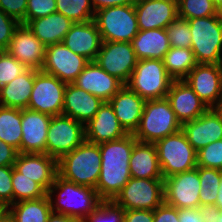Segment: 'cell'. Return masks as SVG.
I'll list each match as a JSON object with an SVG mask.
<instances>
[{"instance_id":"6da1fadb","label":"cell","mask_w":222,"mask_h":222,"mask_svg":"<svg viewBox=\"0 0 222 222\" xmlns=\"http://www.w3.org/2000/svg\"><path fill=\"white\" fill-rule=\"evenodd\" d=\"M136 141L133 134H127L99 144L101 169L95 190L101 200H114L131 178L129 160Z\"/></svg>"},{"instance_id":"7a4b0ae2","label":"cell","mask_w":222,"mask_h":222,"mask_svg":"<svg viewBox=\"0 0 222 222\" xmlns=\"http://www.w3.org/2000/svg\"><path fill=\"white\" fill-rule=\"evenodd\" d=\"M47 196L52 212L82 220L102 201L94 188L69 182L58 175L47 191Z\"/></svg>"},{"instance_id":"3957f363","label":"cell","mask_w":222,"mask_h":222,"mask_svg":"<svg viewBox=\"0 0 222 222\" xmlns=\"http://www.w3.org/2000/svg\"><path fill=\"white\" fill-rule=\"evenodd\" d=\"M58 176L95 189L100 175L101 154L96 143L85 140L57 161Z\"/></svg>"},{"instance_id":"277c9868","label":"cell","mask_w":222,"mask_h":222,"mask_svg":"<svg viewBox=\"0 0 222 222\" xmlns=\"http://www.w3.org/2000/svg\"><path fill=\"white\" fill-rule=\"evenodd\" d=\"M181 127L167 98L146 100L139 127L133 135L137 141L155 144Z\"/></svg>"},{"instance_id":"5b68a950","label":"cell","mask_w":222,"mask_h":222,"mask_svg":"<svg viewBox=\"0 0 222 222\" xmlns=\"http://www.w3.org/2000/svg\"><path fill=\"white\" fill-rule=\"evenodd\" d=\"M197 63L222 64V15L187 20Z\"/></svg>"},{"instance_id":"8992f818","label":"cell","mask_w":222,"mask_h":222,"mask_svg":"<svg viewBox=\"0 0 222 222\" xmlns=\"http://www.w3.org/2000/svg\"><path fill=\"white\" fill-rule=\"evenodd\" d=\"M173 81L163 60L141 59L125 85L144 100H154L166 98Z\"/></svg>"},{"instance_id":"52a82bcc","label":"cell","mask_w":222,"mask_h":222,"mask_svg":"<svg viewBox=\"0 0 222 222\" xmlns=\"http://www.w3.org/2000/svg\"><path fill=\"white\" fill-rule=\"evenodd\" d=\"M163 179L197 167V151L182 130L155 143Z\"/></svg>"},{"instance_id":"ba28073f","label":"cell","mask_w":222,"mask_h":222,"mask_svg":"<svg viewBox=\"0 0 222 222\" xmlns=\"http://www.w3.org/2000/svg\"><path fill=\"white\" fill-rule=\"evenodd\" d=\"M94 22L103 41L131 43L139 32L134 5L101 9L95 12Z\"/></svg>"},{"instance_id":"9c48e42d","label":"cell","mask_w":222,"mask_h":222,"mask_svg":"<svg viewBox=\"0 0 222 222\" xmlns=\"http://www.w3.org/2000/svg\"><path fill=\"white\" fill-rule=\"evenodd\" d=\"M113 201L125 210H155L164 202V179L131 177Z\"/></svg>"},{"instance_id":"30bf717a","label":"cell","mask_w":222,"mask_h":222,"mask_svg":"<svg viewBox=\"0 0 222 222\" xmlns=\"http://www.w3.org/2000/svg\"><path fill=\"white\" fill-rule=\"evenodd\" d=\"M85 141V125L66 115L51 117L46 154L57 161Z\"/></svg>"},{"instance_id":"8fae6325","label":"cell","mask_w":222,"mask_h":222,"mask_svg":"<svg viewBox=\"0 0 222 222\" xmlns=\"http://www.w3.org/2000/svg\"><path fill=\"white\" fill-rule=\"evenodd\" d=\"M66 86L67 84L57 77L41 70H35V81L28 109L51 116L61 115Z\"/></svg>"},{"instance_id":"7c38bea8","label":"cell","mask_w":222,"mask_h":222,"mask_svg":"<svg viewBox=\"0 0 222 222\" xmlns=\"http://www.w3.org/2000/svg\"><path fill=\"white\" fill-rule=\"evenodd\" d=\"M201 190L198 166L164 179V202L177 209L198 208Z\"/></svg>"},{"instance_id":"4fadbf2b","label":"cell","mask_w":222,"mask_h":222,"mask_svg":"<svg viewBox=\"0 0 222 222\" xmlns=\"http://www.w3.org/2000/svg\"><path fill=\"white\" fill-rule=\"evenodd\" d=\"M95 61L103 70L125 85L138 59L130 42L103 41Z\"/></svg>"},{"instance_id":"5bb4252c","label":"cell","mask_w":222,"mask_h":222,"mask_svg":"<svg viewBox=\"0 0 222 222\" xmlns=\"http://www.w3.org/2000/svg\"><path fill=\"white\" fill-rule=\"evenodd\" d=\"M90 61L76 54L63 42L46 47L41 71L57 77L66 84L73 83Z\"/></svg>"},{"instance_id":"9a60e30c","label":"cell","mask_w":222,"mask_h":222,"mask_svg":"<svg viewBox=\"0 0 222 222\" xmlns=\"http://www.w3.org/2000/svg\"><path fill=\"white\" fill-rule=\"evenodd\" d=\"M184 81L209 108L222 98V64L198 63Z\"/></svg>"},{"instance_id":"2e32d148","label":"cell","mask_w":222,"mask_h":222,"mask_svg":"<svg viewBox=\"0 0 222 222\" xmlns=\"http://www.w3.org/2000/svg\"><path fill=\"white\" fill-rule=\"evenodd\" d=\"M6 51L27 68L41 70L43 67L46 46L24 24L15 29Z\"/></svg>"},{"instance_id":"e0dca14e","label":"cell","mask_w":222,"mask_h":222,"mask_svg":"<svg viewBox=\"0 0 222 222\" xmlns=\"http://www.w3.org/2000/svg\"><path fill=\"white\" fill-rule=\"evenodd\" d=\"M73 84L86 92L108 102L124 84L103 70L96 61H90Z\"/></svg>"},{"instance_id":"ac0fdd59","label":"cell","mask_w":222,"mask_h":222,"mask_svg":"<svg viewBox=\"0 0 222 222\" xmlns=\"http://www.w3.org/2000/svg\"><path fill=\"white\" fill-rule=\"evenodd\" d=\"M134 7L139 30L165 29L178 17L177 0H137Z\"/></svg>"},{"instance_id":"d6986e66","label":"cell","mask_w":222,"mask_h":222,"mask_svg":"<svg viewBox=\"0 0 222 222\" xmlns=\"http://www.w3.org/2000/svg\"><path fill=\"white\" fill-rule=\"evenodd\" d=\"M51 115L22 109L20 153H45Z\"/></svg>"},{"instance_id":"ffe728a7","label":"cell","mask_w":222,"mask_h":222,"mask_svg":"<svg viewBox=\"0 0 222 222\" xmlns=\"http://www.w3.org/2000/svg\"><path fill=\"white\" fill-rule=\"evenodd\" d=\"M166 98L181 125L198 118L209 109L184 80H174Z\"/></svg>"},{"instance_id":"44dd1931","label":"cell","mask_w":222,"mask_h":222,"mask_svg":"<svg viewBox=\"0 0 222 222\" xmlns=\"http://www.w3.org/2000/svg\"><path fill=\"white\" fill-rule=\"evenodd\" d=\"M14 168L46 191L58 175L57 160L45 153H18Z\"/></svg>"},{"instance_id":"7402d4cb","label":"cell","mask_w":222,"mask_h":222,"mask_svg":"<svg viewBox=\"0 0 222 222\" xmlns=\"http://www.w3.org/2000/svg\"><path fill=\"white\" fill-rule=\"evenodd\" d=\"M181 130L190 145L199 151L210 143L222 139V118L209 108L198 118L182 124Z\"/></svg>"},{"instance_id":"603a6c76","label":"cell","mask_w":222,"mask_h":222,"mask_svg":"<svg viewBox=\"0 0 222 222\" xmlns=\"http://www.w3.org/2000/svg\"><path fill=\"white\" fill-rule=\"evenodd\" d=\"M67 48L89 61H95L103 40L94 20L73 23L64 37Z\"/></svg>"},{"instance_id":"cb8c5ba5","label":"cell","mask_w":222,"mask_h":222,"mask_svg":"<svg viewBox=\"0 0 222 222\" xmlns=\"http://www.w3.org/2000/svg\"><path fill=\"white\" fill-rule=\"evenodd\" d=\"M127 134L109 102H103L95 116L85 124V140L98 145Z\"/></svg>"},{"instance_id":"d4e9b609","label":"cell","mask_w":222,"mask_h":222,"mask_svg":"<svg viewBox=\"0 0 222 222\" xmlns=\"http://www.w3.org/2000/svg\"><path fill=\"white\" fill-rule=\"evenodd\" d=\"M108 102L124 130L134 134L139 127L146 100L124 85Z\"/></svg>"},{"instance_id":"484cf974","label":"cell","mask_w":222,"mask_h":222,"mask_svg":"<svg viewBox=\"0 0 222 222\" xmlns=\"http://www.w3.org/2000/svg\"><path fill=\"white\" fill-rule=\"evenodd\" d=\"M103 102L100 98L70 83L64 92L62 114L85 125L95 116Z\"/></svg>"},{"instance_id":"4316f807","label":"cell","mask_w":222,"mask_h":222,"mask_svg":"<svg viewBox=\"0 0 222 222\" xmlns=\"http://www.w3.org/2000/svg\"><path fill=\"white\" fill-rule=\"evenodd\" d=\"M129 169L133 178L163 179L155 144L136 141L130 155Z\"/></svg>"},{"instance_id":"83f0119b","label":"cell","mask_w":222,"mask_h":222,"mask_svg":"<svg viewBox=\"0 0 222 222\" xmlns=\"http://www.w3.org/2000/svg\"><path fill=\"white\" fill-rule=\"evenodd\" d=\"M73 23L63 14L54 12L45 17L30 20L26 26L47 47L63 42Z\"/></svg>"},{"instance_id":"f1b7e54d","label":"cell","mask_w":222,"mask_h":222,"mask_svg":"<svg viewBox=\"0 0 222 222\" xmlns=\"http://www.w3.org/2000/svg\"><path fill=\"white\" fill-rule=\"evenodd\" d=\"M131 44L138 60H163L165 54L171 48L165 29L139 30Z\"/></svg>"},{"instance_id":"f546056e","label":"cell","mask_w":222,"mask_h":222,"mask_svg":"<svg viewBox=\"0 0 222 222\" xmlns=\"http://www.w3.org/2000/svg\"><path fill=\"white\" fill-rule=\"evenodd\" d=\"M35 81V69L28 68L7 85L0 88V105L25 109L32 93Z\"/></svg>"},{"instance_id":"4dcf8cb0","label":"cell","mask_w":222,"mask_h":222,"mask_svg":"<svg viewBox=\"0 0 222 222\" xmlns=\"http://www.w3.org/2000/svg\"><path fill=\"white\" fill-rule=\"evenodd\" d=\"M5 212L12 222H47L52 212L48 196L9 205Z\"/></svg>"},{"instance_id":"1f68e13d","label":"cell","mask_w":222,"mask_h":222,"mask_svg":"<svg viewBox=\"0 0 222 222\" xmlns=\"http://www.w3.org/2000/svg\"><path fill=\"white\" fill-rule=\"evenodd\" d=\"M163 63L173 80H184L198 64L191 48L171 47L164 56Z\"/></svg>"},{"instance_id":"d6a6232c","label":"cell","mask_w":222,"mask_h":222,"mask_svg":"<svg viewBox=\"0 0 222 222\" xmlns=\"http://www.w3.org/2000/svg\"><path fill=\"white\" fill-rule=\"evenodd\" d=\"M22 109L0 105V139L20 153Z\"/></svg>"},{"instance_id":"836d02e7","label":"cell","mask_w":222,"mask_h":222,"mask_svg":"<svg viewBox=\"0 0 222 222\" xmlns=\"http://www.w3.org/2000/svg\"><path fill=\"white\" fill-rule=\"evenodd\" d=\"M13 203L24 200L39 199L47 195V191L37 182L24 176L12 166Z\"/></svg>"},{"instance_id":"e575fe53","label":"cell","mask_w":222,"mask_h":222,"mask_svg":"<svg viewBox=\"0 0 222 222\" xmlns=\"http://www.w3.org/2000/svg\"><path fill=\"white\" fill-rule=\"evenodd\" d=\"M201 190L199 193L200 206L216 203L222 171L198 166Z\"/></svg>"},{"instance_id":"d590c367","label":"cell","mask_w":222,"mask_h":222,"mask_svg":"<svg viewBox=\"0 0 222 222\" xmlns=\"http://www.w3.org/2000/svg\"><path fill=\"white\" fill-rule=\"evenodd\" d=\"M56 12L74 23L91 21L95 16L91 0H56Z\"/></svg>"},{"instance_id":"8d00e7d4","label":"cell","mask_w":222,"mask_h":222,"mask_svg":"<svg viewBox=\"0 0 222 222\" xmlns=\"http://www.w3.org/2000/svg\"><path fill=\"white\" fill-rule=\"evenodd\" d=\"M177 8L178 17L186 20L222 15L212 0H177Z\"/></svg>"},{"instance_id":"74e56055","label":"cell","mask_w":222,"mask_h":222,"mask_svg":"<svg viewBox=\"0 0 222 222\" xmlns=\"http://www.w3.org/2000/svg\"><path fill=\"white\" fill-rule=\"evenodd\" d=\"M125 209L113 200H102L84 222H124Z\"/></svg>"},{"instance_id":"f35d334b","label":"cell","mask_w":222,"mask_h":222,"mask_svg":"<svg viewBox=\"0 0 222 222\" xmlns=\"http://www.w3.org/2000/svg\"><path fill=\"white\" fill-rule=\"evenodd\" d=\"M165 30L171 47L191 48L192 35L186 19L177 17L165 28Z\"/></svg>"},{"instance_id":"ab89813d","label":"cell","mask_w":222,"mask_h":222,"mask_svg":"<svg viewBox=\"0 0 222 222\" xmlns=\"http://www.w3.org/2000/svg\"><path fill=\"white\" fill-rule=\"evenodd\" d=\"M28 68L10 55L7 51L0 52V88L7 85Z\"/></svg>"},{"instance_id":"60d3db41","label":"cell","mask_w":222,"mask_h":222,"mask_svg":"<svg viewBox=\"0 0 222 222\" xmlns=\"http://www.w3.org/2000/svg\"><path fill=\"white\" fill-rule=\"evenodd\" d=\"M197 166L222 171V139L197 151Z\"/></svg>"},{"instance_id":"b9f144b4","label":"cell","mask_w":222,"mask_h":222,"mask_svg":"<svg viewBox=\"0 0 222 222\" xmlns=\"http://www.w3.org/2000/svg\"><path fill=\"white\" fill-rule=\"evenodd\" d=\"M56 12V0H27L25 25L37 18Z\"/></svg>"},{"instance_id":"7bdbcfd3","label":"cell","mask_w":222,"mask_h":222,"mask_svg":"<svg viewBox=\"0 0 222 222\" xmlns=\"http://www.w3.org/2000/svg\"><path fill=\"white\" fill-rule=\"evenodd\" d=\"M13 204L12 166H0V206Z\"/></svg>"},{"instance_id":"ee69618b","label":"cell","mask_w":222,"mask_h":222,"mask_svg":"<svg viewBox=\"0 0 222 222\" xmlns=\"http://www.w3.org/2000/svg\"><path fill=\"white\" fill-rule=\"evenodd\" d=\"M19 22L0 9V50L6 51Z\"/></svg>"},{"instance_id":"f6af8a7d","label":"cell","mask_w":222,"mask_h":222,"mask_svg":"<svg viewBox=\"0 0 222 222\" xmlns=\"http://www.w3.org/2000/svg\"><path fill=\"white\" fill-rule=\"evenodd\" d=\"M0 9L8 16L25 25L27 0H0Z\"/></svg>"},{"instance_id":"bcb514c9","label":"cell","mask_w":222,"mask_h":222,"mask_svg":"<svg viewBox=\"0 0 222 222\" xmlns=\"http://www.w3.org/2000/svg\"><path fill=\"white\" fill-rule=\"evenodd\" d=\"M154 222H180L178 209L163 202L154 210Z\"/></svg>"},{"instance_id":"7dc6e473","label":"cell","mask_w":222,"mask_h":222,"mask_svg":"<svg viewBox=\"0 0 222 222\" xmlns=\"http://www.w3.org/2000/svg\"><path fill=\"white\" fill-rule=\"evenodd\" d=\"M18 150L0 139V166H14Z\"/></svg>"},{"instance_id":"c3c4849f","label":"cell","mask_w":222,"mask_h":222,"mask_svg":"<svg viewBox=\"0 0 222 222\" xmlns=\"http://www.w3.org/2000/svg\"><path fill=\"white\" fill-rule=\"evenodd\" d=\"M124 222H154V210H125Z\"/></svg>"},{"instance_id":"681fc988","label":"cell","mask_w":222,"mask_h":222,"mask_svg":"<svg viewBox=\"0 0 222 222\" xmlns=\"http://www.w3.org/2000/svg\"><path fill=\"white\" fill-rule=\"evenodd\" d=\"M198 210L203 217V222H217L222 211L214 204L199 206Z\"/></svg>"},{"instance_id":"f907efd6","label":"cell","mask_w":222,"mask_h":222,"mask_svg":"<svg viewBox=\"0 0 222 222\" xmlns=\"http://www.w3.org/2000/svg\"><path fill=\"white\" fill-rule=\"evenodd\" d=\"M137 0H91L95 12L113 6L134 5Z\"/></svg>"},{"instance_id":"816d5d0a","label":"cell","mask_w":222,"mask_h":222,"mask_svg":"<svg viewBox=\"0 0 222 222\" xmlns=\"http://www.w3.org/2000/svg\"><path fill=\"white\" fill-rule=\"evenodd\" d=\"M180 222H203V217L198 208L178 209Z\"/></svg>"},{"instance_id":"f5cc1de1","label":"cell","mask_w":222,"mask_h":222,"mask_svg":"<svg viewBox=\"0 0 222 222\" xmlns=\"http://www.w3.org/2000/svg\"><path fill=\"white\" fill-rule=\"evenodd\" d=\"M47 222H84V220L65 214L51 212Z\"/></svg>"},{"instance_id":"db71d44e","label":"cell","mask_w":222,"mask_h":222,"mask_svg":"<svg viewBox=\"0 0 222 222\" xmlns=\"http://www.w3.org/2000/svg\"><path fill=\"white\" fill-rule=\"evenodd\" d=\"M215 205L222 211V178L220 181V186Z\"/></svg>"},{"instance_id":"11a10c76","label":"cell","mask_w":222,"mask_h":222,"mask_svg":"<svg viewBox=\"0 0 222 222\" xmlns=\"http://www.w3.org/2000/svg\"><path fill=\"white\" fill-rule=\"evenodd\" d=\"M215 112L222 118V98L218 101V103L213 107Z\"/></svg>"},{"instance_id":"9f6ffc18","label":"cell","mask_w":222,"mask_h":222,"mask_svg":"<svg viewBox=\"0 0 222 222\" xmlns=\"http://www.w3.org/2000/svg\"><path fill=\"white\" fill-rule=\"evenodd\" d=\"M0 222H12L10 216L5 211L0 215Z\"/></svg>"},{"instance_id":"6f0895ef","label":"cell","mask_w":222,"mask_h":222,"mask_svg":"<svg viewBox=\"0 0 222 222\" xmlns=\"http://www.w3.org/2000/svg\"><path fill=\"white\" fill-rule=\"evenodd\" d=\"M214 6L220 12L222 10V0H212Z\"/></svg>"},{"instance_id":"680465c9","label":"cell","mask_w":222,"mask_h":222,"mask_svg":"<svg viewBox=\"0 0 222 222\" xmlns=\"http://www.w3.org/2000/svg\"><path fill=\"white\" fill-rule=\"evenodd\" d=\"M217 222H222V213L220 214V217L218 218Z\"/></svg>"},{"instance_id":"91938a15","label":"cell","mask_w":222,"mask_h":222,"mask_svg":"<svg viewBox=\"0 0 222 222\" xmlns=\"http://www.w3.org/2000/svg\"><path fill=\"white\" fill-rule=\"evenodd\" d=\"M5 210L0 206V215L4 212Z\"/></svg>"}]
</instances>
